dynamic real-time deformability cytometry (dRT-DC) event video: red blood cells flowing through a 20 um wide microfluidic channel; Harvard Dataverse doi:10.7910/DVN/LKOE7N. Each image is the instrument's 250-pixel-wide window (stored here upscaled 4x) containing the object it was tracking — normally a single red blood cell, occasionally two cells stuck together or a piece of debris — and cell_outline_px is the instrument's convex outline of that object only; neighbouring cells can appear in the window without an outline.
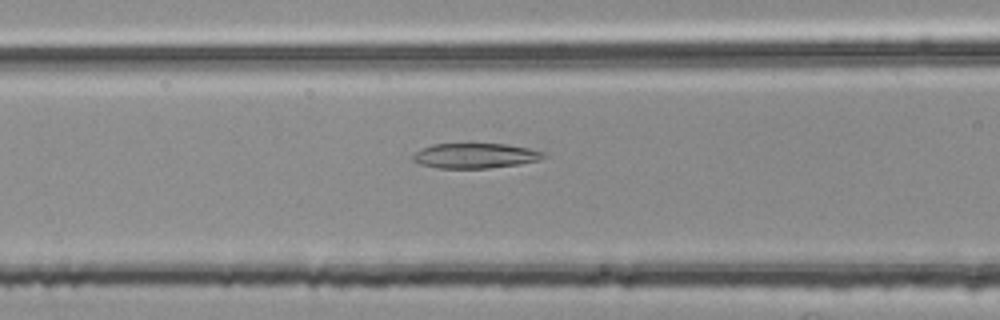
{"species": "common noctule bat (a hibernating species)", "species_latin": "Nyctalus noctula", "temperature_condition": "room temperature", "stored_images_in_passage": 44, "camera_frame_rate_fps": 3000, "um_per_image_px": 0.085, "animal": {"sex": "female", "body_mass_g": 25.1}, "frame": {"image": 1, "passage_image": 12, "time_ms": 3.667, "image_size_px": [1000, 320], "cell_outline_px": [[548, 156], [540, 160], [520, 164], [488, 168], [440, 168], [420, 164], [412, 160], [412, 156], [416, 152], [432, 144], [504, 144], [528, 148], [544, 152]], "centroid_in_image_um": [40.43, 13.24], "position_along_channel_um": 126.2, "area_um2": 18.96}}
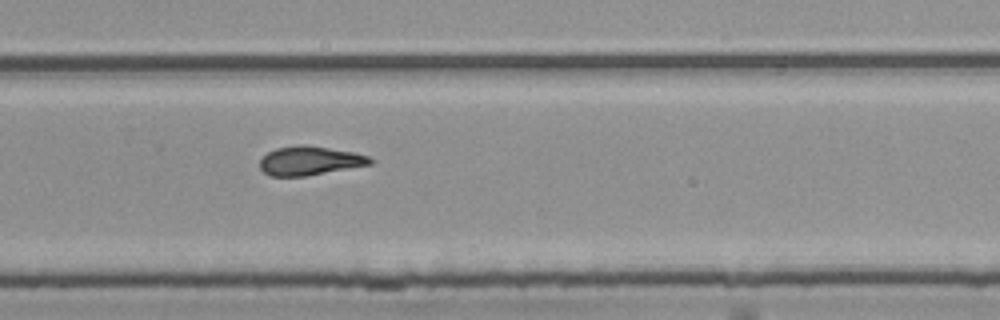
{"frame": {"image": 2, "passage_image": 26, "time_ms": 8.333, "image_size_px": [1000, 320], "cell_outline_px": [[376, 160], [372, 164], [304, 176], [272, 176], [264, 172], [260, 168], [260, 160], [268, 152], [276, 148], [296, 144], [304, 144], [352, 152], [368, 156]], "centroid_in_image_um": [26.33, 13.65], "position_along_channel_um": 303.5, "area_um2": 18.5}}
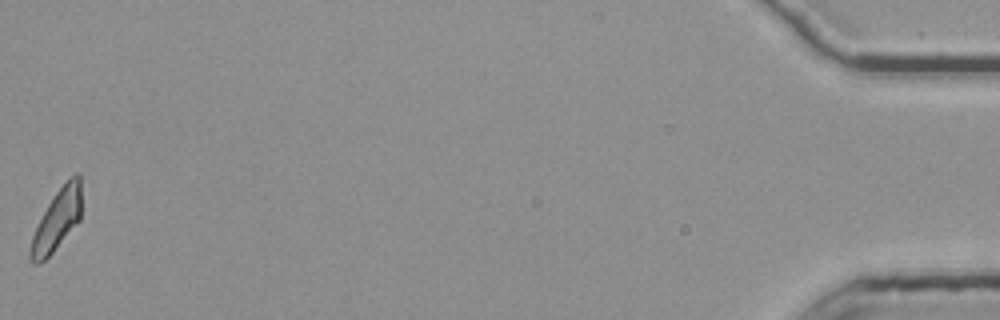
{"frame": {"image": 3, "passage_image": 44, "time_ms": 14.333, "image_size_px": [1000, 320], "cell_outline_px": [[80, 220], [52, 252], [40, 264], [32, 264], [28, 256], [28, 252], [32, 236], [48, 204], [56, 192], [76, 172], [80, 172]], "centroid_in_image_um": [4.81, 18.74], "position_along_channel_um": 430.4, "area_um2": 17.69}, "authors_computed_cell_mechanics": {"area_um2": 18.6116, "velocity_mm_per_s": 3.8131, "shape_relaxation_time_tau1_ms": null, "shape_relaxation_time_tau2_ms": 5.8092, "deformation_change_tau1": null, "deformation_change_tau2": 0.1636}}